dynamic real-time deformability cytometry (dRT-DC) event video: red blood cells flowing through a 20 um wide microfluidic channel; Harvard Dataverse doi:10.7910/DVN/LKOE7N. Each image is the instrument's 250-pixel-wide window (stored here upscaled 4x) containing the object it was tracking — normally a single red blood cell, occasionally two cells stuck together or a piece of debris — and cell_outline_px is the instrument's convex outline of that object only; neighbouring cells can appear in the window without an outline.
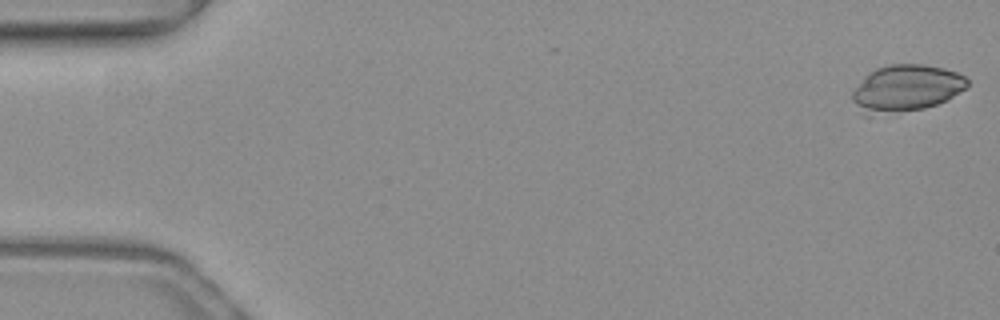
{"species": "common noctule bat (a hibernating species)", "species_latin": "Nyctalus noctula", "temperature_condition": "warm", "stored_images_in_passage": 50, "camera_frame_rate_fps": 3000, "um_per_image_px": 0.085, "animal": {"sex": "female", "body_mass_g": 19.3, "forearm_length_mm": 54.1}, "frame": {"image": 1, "passage_image": 1, "time_ms": 0.0, "image_size_px": [1000, 320], "cell_outline_px": [[968, 84], [964, 88], [952, 96], [936, 104], [924, 108], [868, 116], [864, 116], [852, 100], [852, 92], [864, 76], [876, 68], [888, 64], [924, 64], [944, 68], [956, 72], [964, 76], [968, 80]], "centroid_in_image_um": [76.96, 7.5], "position_along_channel_um": 8.0, "area_um2": 31.21}}